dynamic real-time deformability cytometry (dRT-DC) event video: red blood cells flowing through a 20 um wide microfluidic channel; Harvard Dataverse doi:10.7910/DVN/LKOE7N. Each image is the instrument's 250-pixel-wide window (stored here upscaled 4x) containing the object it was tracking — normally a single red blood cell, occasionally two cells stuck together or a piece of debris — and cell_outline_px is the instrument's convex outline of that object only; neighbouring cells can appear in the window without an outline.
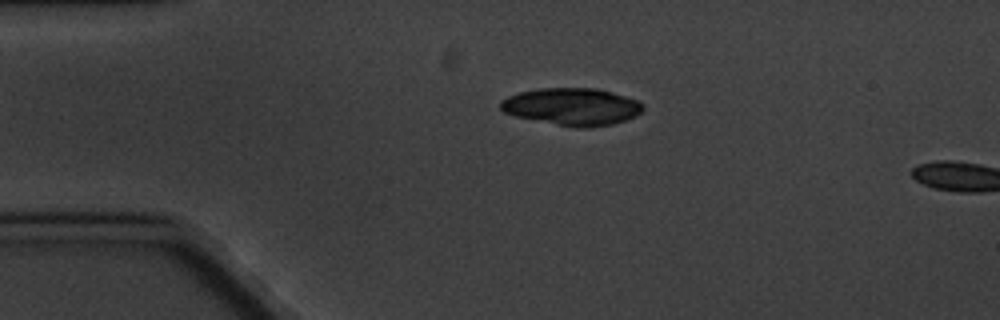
{"species": "common noctule bat (a hibernating species)", "species_latin": "Nyctalus noctula", "temperature_condition": "cold", "stored_images_in_passage": 4, "camera_frame_rate_fps": 3000, "um_per_image_px": 0.085, "animal": {"sex": "male", "body_mass_g": 20.1, "forearm_length_mm": 53.5}, "frame": {"image": 1, "passage_image": 3, "time_ms": 2.333, "image_size_px": [1000, 320], "cell_outline_px": [[644, 108], [636, 116], [612, 124], [588, 128], [572, 128], [516, 116], [504, 112], [500, 108], [500, 100], [508, 96], [520, 92], [540, 88], [596, 88], [612, 92], [636, 100], [644, 104]], "centroid_in_image_um": [48.62, 9.07], "position_along_channel_um": 36.4, "area_um2": 30.98}}